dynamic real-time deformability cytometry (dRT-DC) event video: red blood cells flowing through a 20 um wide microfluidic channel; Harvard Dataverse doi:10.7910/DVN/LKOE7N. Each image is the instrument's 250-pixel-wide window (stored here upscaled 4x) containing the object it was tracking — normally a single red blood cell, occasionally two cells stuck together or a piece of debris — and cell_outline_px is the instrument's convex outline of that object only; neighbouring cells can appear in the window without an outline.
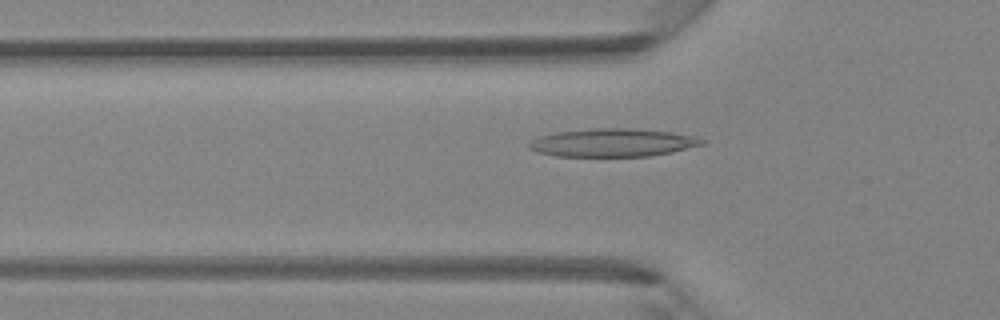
{"species": "Egyptian fruit bat (a non-hibernating species)", "species_latin": "Rousettus aegyptiacus", "temperature_condition": "room temperature", "stored_images_in_passage": 39, "camera_frame_rate_fps": 3000, "um_per_image_px": 0.085, "animal": {"sex": "female"}, "frame": {"image": 1, "passage_image": 13, "time_ms": 4.0, "image_size_px": [1000, 320], "cell_outline_px": [[708, 140], [704, 144], [672, 152], [648, 156], [556, 156], [536, 152], [528, 144], [532, 140], [540, 136], [556, 132], [592, 128], [628, 128], [668, 132], [692, 136]], "centroid_in_image_um": [52.08, 12.12], "position_along_channel_um": 73.7, "area_um2": 28.09}}
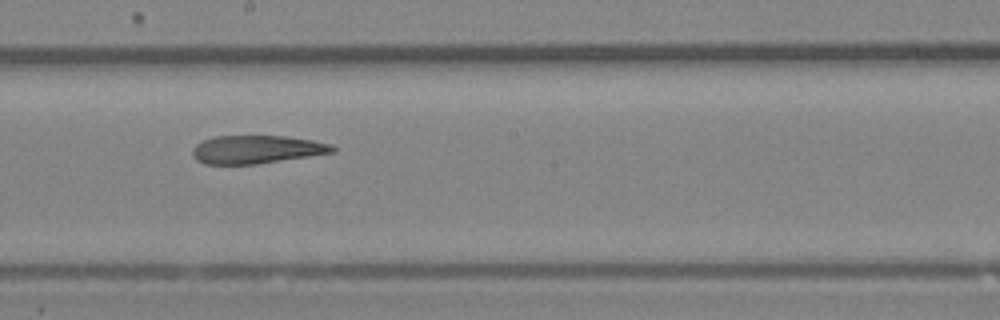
{"frame": {"image": 2, "passage_image": 23, "time_ms": 7.333, "image_size_px": [1000, 320], "cell_outline_px": [[336, 152], [256, 164], [204, 164], [196, 160], [192, 156], [192, 148], [196, 144], [204, 140], [216, 136], [288, 136], [312, 140], [332, 144], [336, 148]], "centroid_in_image_um": [21.81, 12.7], "position_along_channel_um": 226.4, "area_um2": 23.06}}
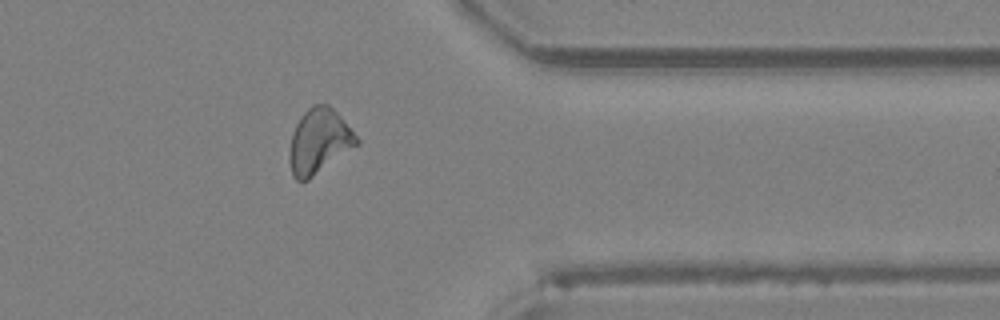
{"frame": {"image": 3, "passage_image": 34, "time_ms": 11.0, "image_size_px": [1000, 320], "cell_outline_px": [[360, 144], [308, 180], [296, 180], [292, 176], [288, 160], [288, 156], [292, 132], [300, 116], [312, 104], [328, 104], [344, 120], [360, 140]], "centroid_in_image_um": [27.11, 12.02], "position_along_channel_um": 384.3, "area_um2": 25.61}}